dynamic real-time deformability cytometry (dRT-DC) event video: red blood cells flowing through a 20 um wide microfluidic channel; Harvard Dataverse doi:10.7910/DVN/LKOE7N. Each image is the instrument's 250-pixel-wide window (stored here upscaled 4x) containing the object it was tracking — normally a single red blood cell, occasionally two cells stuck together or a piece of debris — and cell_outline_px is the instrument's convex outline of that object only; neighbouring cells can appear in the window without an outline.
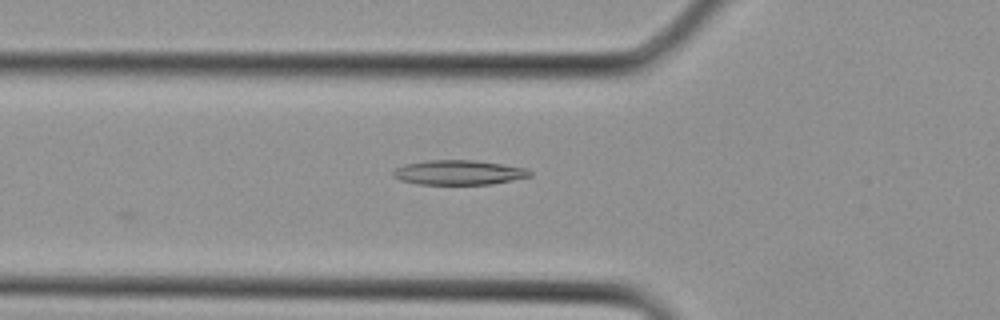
{"species": "Egyptian fruit bat (a non-hibernating species)", "species_latin": "Rousettus aegyptiacus", "temperature_condition": "cold", "stored_images_in_passage": 3, "camera_frame_rate_fps": 3000, "um_per_image_px": 0.085, "animal": {"sex": "female"}, "frame": {"image": 1, "passage_image": 3, "time_ms": 0.667, "image_size_px": [1000, 320], "cell_outline_px": [[532, 176], [492, 184], [416, 184], [400, 180], [392, 176], [392, 172], [396, 168], [404, 164], [428, 160], [476, 160], [524, 168], [532, 172]], "centroid_in_image_um": [38.95, 14.66], "position_along_channel_um": 86.8, "area_um2": 19.59}}